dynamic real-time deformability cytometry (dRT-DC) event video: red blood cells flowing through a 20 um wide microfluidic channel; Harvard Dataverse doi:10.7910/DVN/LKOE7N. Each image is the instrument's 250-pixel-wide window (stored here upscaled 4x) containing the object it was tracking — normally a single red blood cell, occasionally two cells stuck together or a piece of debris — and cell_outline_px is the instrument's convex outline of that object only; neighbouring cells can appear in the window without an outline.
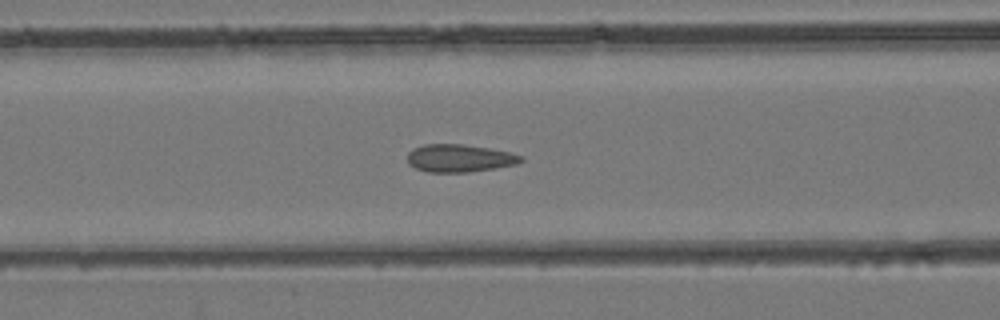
{"species": "common noctule bat (a hibernating species)", "species_latin": "Nyctalus noctula", "temperature_condition": "room temperature", "stored_images_in_passage": 40, "camera_frame_rate_fps": 3000, "um_per_image_px": 0.085, "animal": {"sex": "female", "body_mass_g": 24.6, "forearm_length_mm": 56.2}, "frame": {"image": 1, "passage_image": 11, "time_ms": 3.333, "image_size_px": [1000, 320], "cell_outline_px": [[524, 160], [516, 164], [496, 168], [468, 172], [428, 172], [416, 168], [408, 164], [408, 152], [412, 148], [424, 144], [464, 144], [512, 152], [524, 156]], "centroid_in_image_um": [39.07, 13.44], "position_along_channel_um": 127.5, "area_um2": 18.5}}
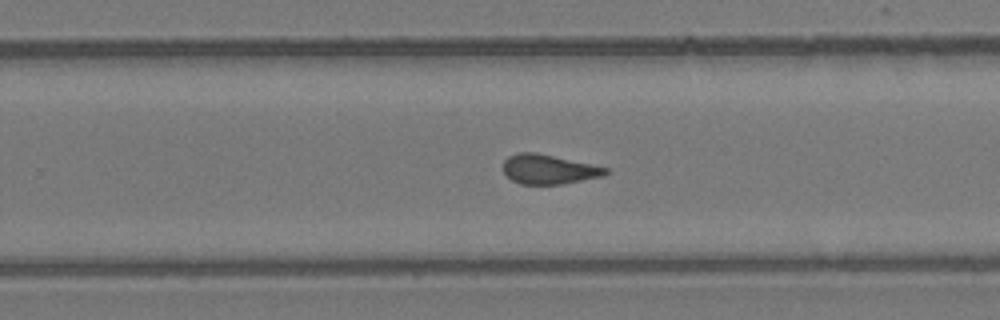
{"frame": {"image": 2, "passage_image": 22, "time_ms": 7.0, "image_size_px": [1000, 320], "cell_outline_px": [[608, 172], [604, 176], [560, 184], [520, 184], [512, 180], [504, 172], [504, 160], [508, 156], [516, 152], [536, 152], [592, 164], [608, 168]], "centroid_in_image_um": [46.63, 14.38], "position_along_channel_um": 283.2, "area_um2": 17.57}}
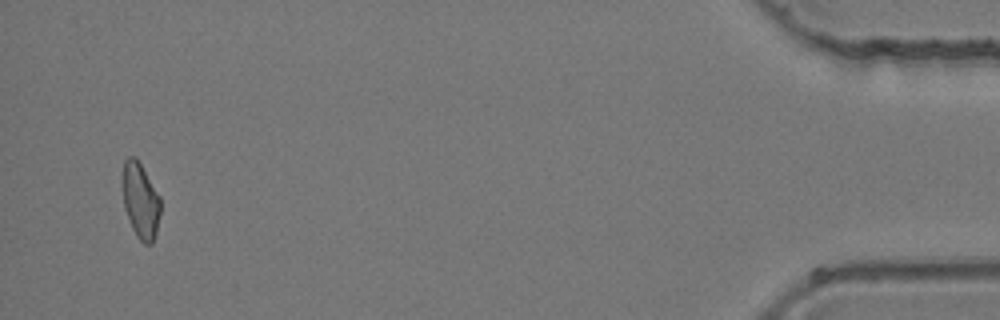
{"frame": {"image": 3, "passage_image": 38, "time_ms": 12.333, "image_size_px": [1000, 320], "cell_outline_px": [[160, 212], [156, 232], [152, 244], [144, 244], [136, 236], [132, 228], [124, 208], [120, 184], [124, 160], [128, 156], [136, 156], [160, 196]], "centroid_in_image_um": [11.9, 17.01], "position_along_channel_um": 423.3, "area_um2": 17.17}}